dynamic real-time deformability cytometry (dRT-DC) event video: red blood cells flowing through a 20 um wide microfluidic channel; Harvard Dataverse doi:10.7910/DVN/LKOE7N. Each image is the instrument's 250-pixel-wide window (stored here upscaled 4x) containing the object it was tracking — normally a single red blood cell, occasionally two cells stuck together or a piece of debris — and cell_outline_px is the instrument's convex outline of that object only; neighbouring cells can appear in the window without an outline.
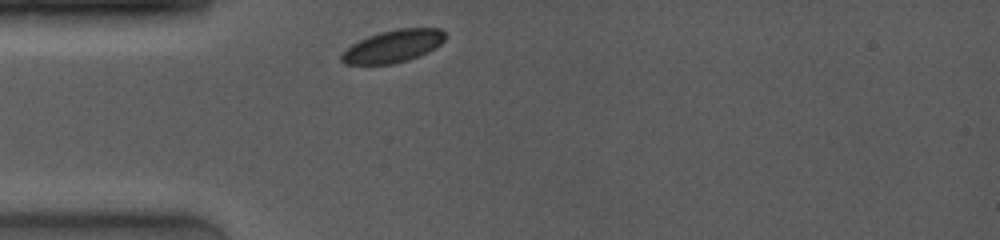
{"species": "common noctule bat (a hibernating species)", "species_latin": "Nyctalus noctula", "temperature_condition": "room temperature", "stored_images_in_passage": 1, "camera_frame_rate_fps": 4000, "um_per_image_px": 0.085, "animal": {"sex": "female", "body_mass_g": 19.0, "forearm_length_mm": 53.3}, "frame": {"image": 1, "passage_image": 1, "time_ms": 0.0, "image_size_px": [1000, 240], "cell_outline_px": [[444, 40], [436, 48], [420, 56], [408, 60], [392, 64], [344, 64], [340, 60], [340, 56], [352, 44], [368, 36], [380, 32], [400, 28], [440, 28], [444, 32]], "centroid_in_image_um": [33.43, 3.93], "position_along_channel_um": 51.6, "area_um2": 19.54}}